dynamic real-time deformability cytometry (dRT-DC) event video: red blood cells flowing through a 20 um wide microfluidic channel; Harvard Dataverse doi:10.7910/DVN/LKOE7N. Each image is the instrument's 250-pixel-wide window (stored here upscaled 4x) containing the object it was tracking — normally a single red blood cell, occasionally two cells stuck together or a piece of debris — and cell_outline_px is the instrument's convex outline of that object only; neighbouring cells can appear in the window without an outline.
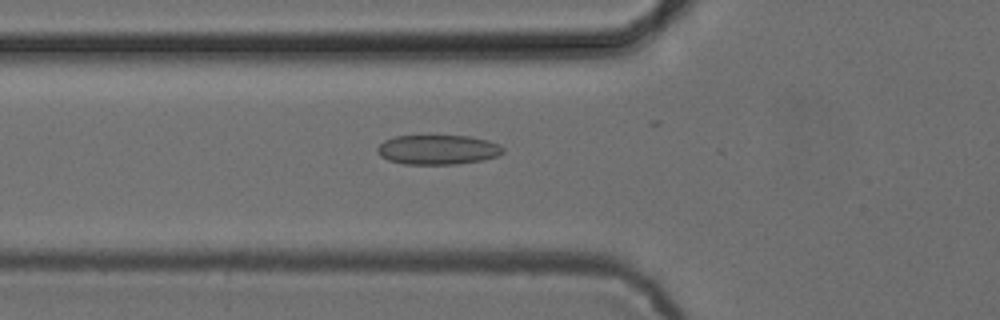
{"species": "common noctule bat (a hibernating species)", "species_latin": "Nyctalus noctula", "temperature_condition": "cold", "stored_images_in_passage": 28, "camera_frame_rate_fps": 3000, "um_per_image_px": 0.085, "animal": {"sex": "female", "body_mass_g": 24.6, "forearm_length_mm": 56.2}, "frame": {"image": 1, "passage_image": 16, "time_ms": 5.0, "image_size_px": [1000, 320], "cell_outline_px": [[504, 152], [496, 156], [484, 160], [456, 164], [404, 164], [388, 160], [380, 156], [376, 152], [376, 148], [384, 140], [396, 136], [472, 136], [488, 140], [500, 144], [504, 148]], "centroid_in_image_um": [37.22, 12.72], "position_along_channel_um": 88.6, "area_um2": 21.85}}
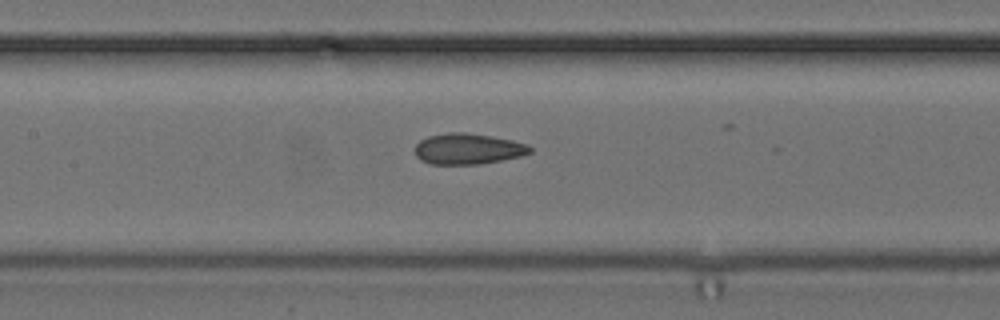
{"frame": {"image": 2, "passage_image": 22, "time_ms": 7.0, "image_size_px": [1000, 320], "cell_outline_px": [[532, 152], [520, 156], [480, 164], [432, 164], [420, 160], [416, 156], [416, 144], [420, 140], [428, 136], [448, 132], [464, 132], [492, 136], [512, 140], [528, 144], [532, 148]], "centroid_in_image_um": [39.78, 12.64], "position_along_channel_um": 167.6, "area_um2": 20.69}}
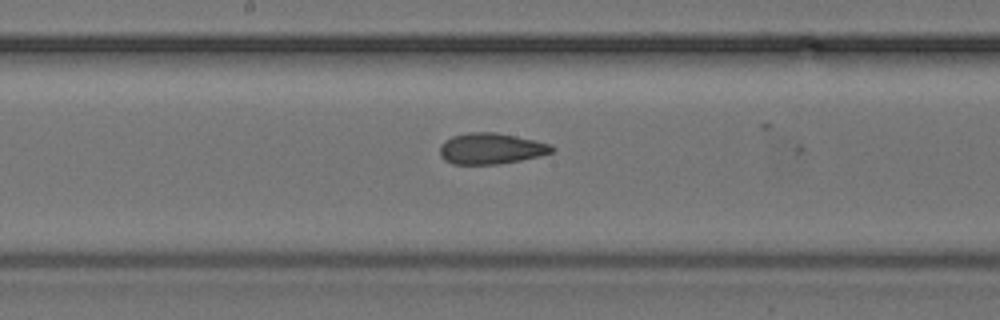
{"frame": {"image": 3, "passage_image": 25, "time_ms": 8.0, "image_size_px": [1000, 320], "cell_outline_px": [[556, 148], [552, 152], [540, 156], [520, 160], [496, 164], [452, 164], [444, 160], [440, 156], [440, 144], [444, 140], [452, 136], [468, 132], [496, 132], [516, 136], [552, 144]], "centroid_in_image_um": [41.72, 12.62], "position_along_channel_um": 206.5, "area_um2": 20.4}}